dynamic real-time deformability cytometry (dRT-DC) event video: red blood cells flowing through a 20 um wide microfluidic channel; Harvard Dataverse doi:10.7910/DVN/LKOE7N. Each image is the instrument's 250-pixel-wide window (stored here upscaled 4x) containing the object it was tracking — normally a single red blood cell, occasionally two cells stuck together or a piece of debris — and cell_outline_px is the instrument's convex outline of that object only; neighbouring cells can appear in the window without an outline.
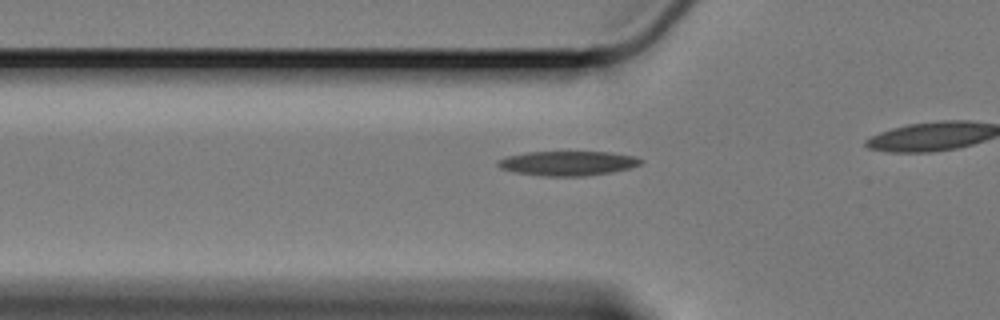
{"species": "Egyptian fruit bat (a non-hibernating species)", "species_latin": "Rousettus aegyptiacus", "temperature_condition": "cold", "stored_images_in_passage": 12, "camera_frame_rate_fps": 3000, "um_per_image_px": 0.085, "animal": {"sex": "female"}, "frame": {"image": 1, "passage_image": 6, "time_ms": 1.667, "image_size_px": [1000, 320], "cell_outline_px": [[644, 160], [640, 164], [628, 168], [612, 172], [584, 176], [544, 176], [516, 172], [500, 168], [496, 164], [496, 160], [508, 156], [524, 152], [608, 152], [636, 156]], "centroid_in_image_um": [48.24, 13.87], "position_along_channel_um": 77.6, "area_um2": 20.4}}
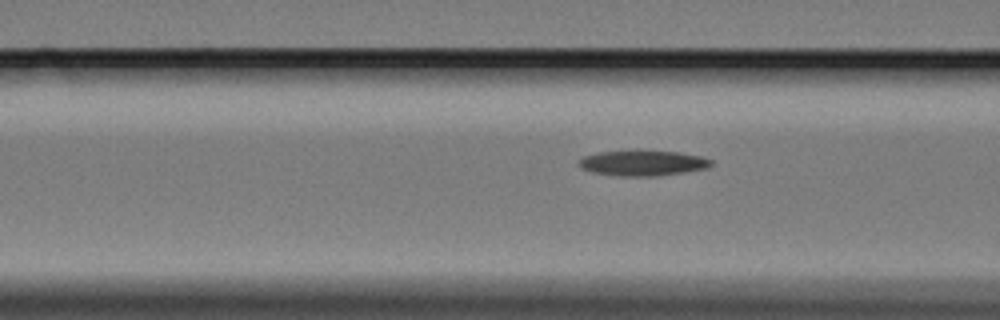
{"frame": {"image": 2, "passage_image": 9, "time_ms": 2.667, "image_size_px": [1000, 320], "cell_outline_px": [[712, 164], [708, 168], [684, 172], [656, 176], [620, 176], [592, 172], [580, 168], [576, 164], [584, 156], [600, 152], [636, 148], [640, 148], [680, 152], [700, 156], [712, 160]], "centroid_in_image_um": [54.61, 13.82], "position_along_channel_um": 112.0, "area_um2": 20.35}}